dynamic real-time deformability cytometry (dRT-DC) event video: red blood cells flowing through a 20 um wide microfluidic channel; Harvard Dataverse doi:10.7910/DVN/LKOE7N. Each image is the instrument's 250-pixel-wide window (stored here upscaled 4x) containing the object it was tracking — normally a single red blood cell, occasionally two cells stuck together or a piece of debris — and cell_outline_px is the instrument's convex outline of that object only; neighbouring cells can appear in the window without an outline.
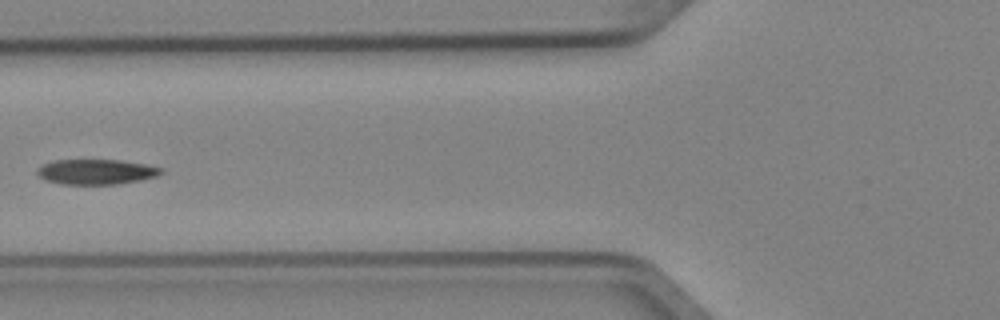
{"species": "Egyptian fruit bat (a non-hibernating species)", "species_latin": "Rousettus aegyptiacus", "temperature_condition": "cold", "stored_images_in_passage": 2, "camera_frame_rate_fps": 3000, "um_per_image_px": 0.085, "animal": {"sex": "female"}, "frame": {"image": 1, "passage_image": 2, "time_ms": 0.333, "image_size_px": [1000, 320], "cell_outline_px": [[164, 172], [156, 176], [140, 180], [116, 184], [60, 184], [44, 180], [36, 172], [36, 168], [52, 160], [120, 160], [144, 164], [164, 168]], "centroid_in_image_um": [8.16, 14.6], "position_along_channel_um": 117.6, "area_um2": 18.21}}